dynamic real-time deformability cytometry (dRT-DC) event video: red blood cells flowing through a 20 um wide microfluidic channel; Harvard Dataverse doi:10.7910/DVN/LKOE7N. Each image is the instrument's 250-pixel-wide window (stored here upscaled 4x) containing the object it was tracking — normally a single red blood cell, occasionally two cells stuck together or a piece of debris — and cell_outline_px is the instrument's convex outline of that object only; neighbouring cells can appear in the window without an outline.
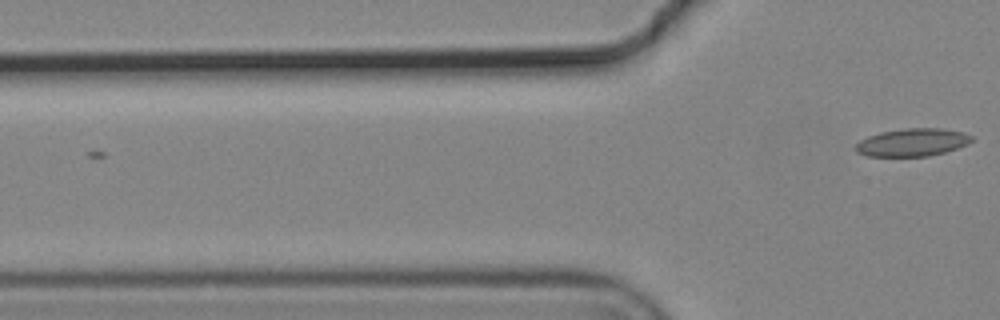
{"species": "common noctule bat (a hibernating species)", "species_latin": "Nyctalus noctula", "temperature_condition": "cold", "stored_images_in_passage": 3, "camera_frame_rate_fps": 3000, "um_per_image_px": 0.085, "animal": {"sex": "male", "body_mass_g": 19.2, "forearm_length_mm": 51.8}, "frame": {"image": 1, "passage_image": 3, "time_ms": 0.667, "image_size_px": [1000, 320], "cell_outline_px": [[972, 140], [968, 144], [944, 152], [928, 156], [868, 156], [856, 152], [852, 148], [860, 140], [868, 136], [880, 132], [904, 128], [940, 128], [964, 132], [972, 136]], "centroid_in_image_um": [77.52, 12.1], "position_along_channel_um": 48.3, "area_um2": 18.84}}